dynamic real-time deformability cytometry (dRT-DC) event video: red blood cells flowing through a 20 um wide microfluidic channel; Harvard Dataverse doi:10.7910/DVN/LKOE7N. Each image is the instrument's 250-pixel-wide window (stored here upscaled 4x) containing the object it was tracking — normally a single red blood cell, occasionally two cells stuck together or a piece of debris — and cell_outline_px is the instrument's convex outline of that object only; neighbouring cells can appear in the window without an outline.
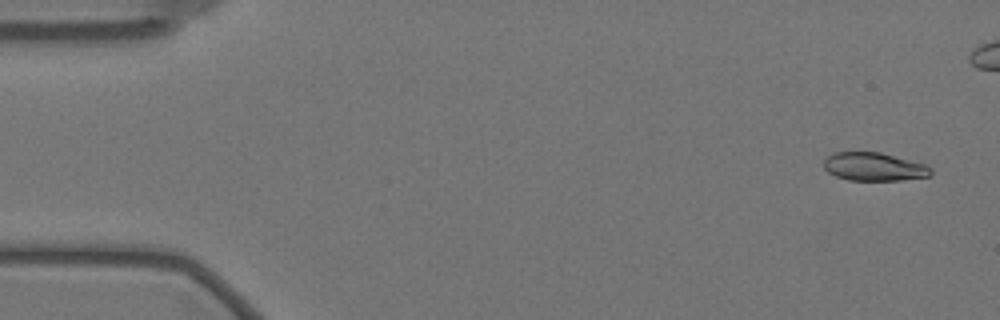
{"species": "Egyptian fruit bat (a non-hibernating species)", "species_latin": "Rousettus aegyptiacus", "temperature_condition": "warm", "stored_images_in_passage": 49, "camera_frame_rate_fps": 3000, "um_per_image_px": 0.085, "animal": {"sex": "female"}, "frame": {"image": 1, "passage_image": 1, "time_ms": 0.0, "image_size_px": [1000, 320], "cell_outline_px": [[932, 176], [900, 180], [848, 180], [836, 176], [828, 172], [824, 168], [824, 160], [828, 156], [836, 152], [880, 152], [924, 164], [932, 168]], "centroid_in_image_um": [74.3, 14.18], "position_along_channel_um": 10.7, "area_um2": 17.57}}
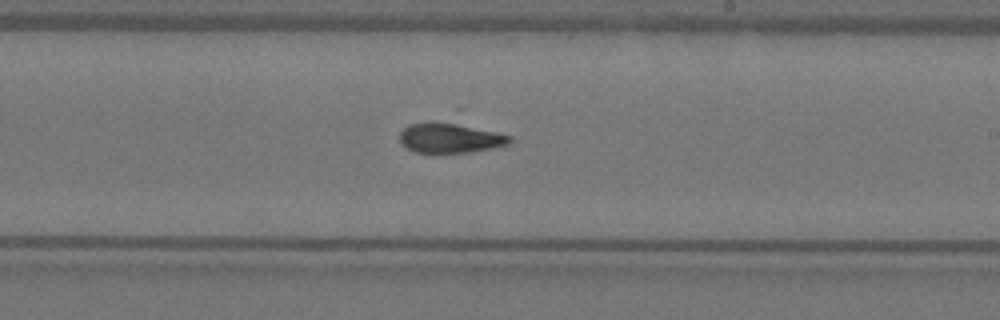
{"frame": {"image": 2, "passage_image": 32, "time_ms": 10.333, "image_size_px": [1000, 320], "cell_outline_px": [[512, 140], [508, 144], [492, 148], [468, 152], [432, 156], [416, 152], [404, 148], [400, 144], [400, 132], [408, 124], [428, 120], [452, 120], [512, 136]], "centroid_in_image_um": [38.19, 11.71], "position_along_channel_um": 250.8, "area_um2": 20.75}}
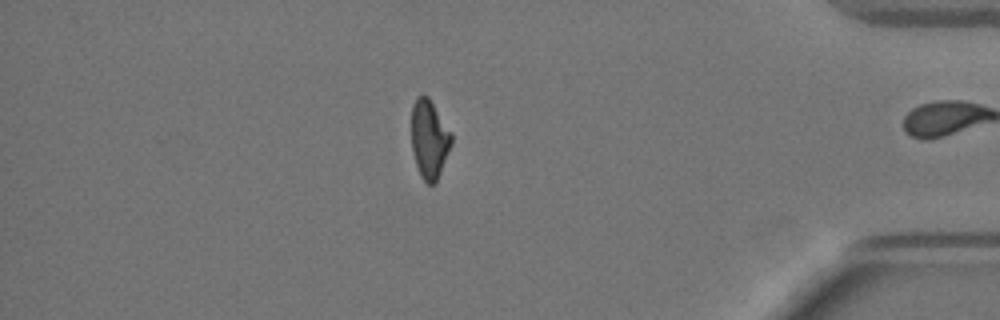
{"frame": {"image": 3, "passage_image": 48, "time_ms": 15.667, "image_size_px": [1000, 320], "cell_outline_px": [[452, 144], [436, 184], [428, 184], [420, 176], [412, 152], [412, 104], [416, 96], [428, 96], [452, 132]], "centroid_in_image_um": [36.5, 11.84], "position_along_channel_um": 398.7, "area_um2": 18.5}, "authors_computed_cell_mechanics": {"area_um2": 19.2474, "velocity_mm_per_s": 3.4955, "shape_relaxation_time_tau1_ms": 5.6917, "shape_relaxation_time_tau2_ms": 2.2123, "deformation_change_tau1": 0.1942, "deformation_change_tau2": 0.0838}}